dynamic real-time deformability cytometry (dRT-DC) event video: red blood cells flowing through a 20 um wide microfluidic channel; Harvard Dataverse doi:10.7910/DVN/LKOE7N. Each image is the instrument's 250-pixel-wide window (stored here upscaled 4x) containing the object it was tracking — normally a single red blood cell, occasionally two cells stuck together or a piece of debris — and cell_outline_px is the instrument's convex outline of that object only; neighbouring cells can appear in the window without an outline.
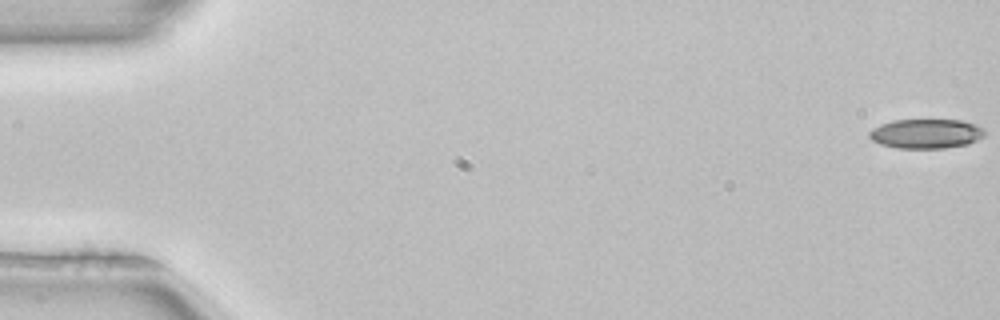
{"species": "common noctule bat (a hibernating species)", "species_latin": "Nyctalus noctula", "temperature_condition": "room temperature", "stored_images_in_passage": 52, "camera_frame_rate_fps": 3000, "um_per_image_px": 0.085, "animal": {"sex": "female", "body_mass_g": 22.7, "forearm_length_mm": 54.2}, "frame": {"image": 1, "passage_image": 1, "time_ms": 0.0, "image_size_px": [1000, 320], "cell_outline_px": [[984, 136], [968, 144], [944, 148], [896, 148], [880, 144], [872, 140], [868, 136], [868, 132], [872, 128], [880, 124], [892, 120], [960, 120], [976, 124], [984, 128]], "centroid_in_image_um": [78.69, 11.36], "position_along_channel_um": 6.3, "area_um2": 19.94}}
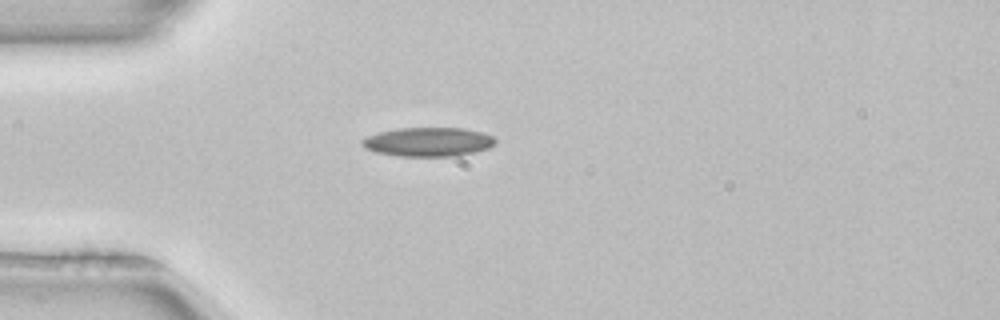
{"frame": {"image": 2, "passage_image": 15, "time_ms": 4.667, "image_size_px": [1000, 320], "cell_outline_px": [[496, 144], [488, 148], [456, 156], [400, 156], [376, 152], [360, 144], [360, 140], [368, 136], [380, 132], [396, 128], [464, 128], [484, 132], [492, 136], [496, 140]], "centroid_in_image_um": [36.42, 12.05], "position_along_channel_um": 48.6, "area_um2": 22.48}}
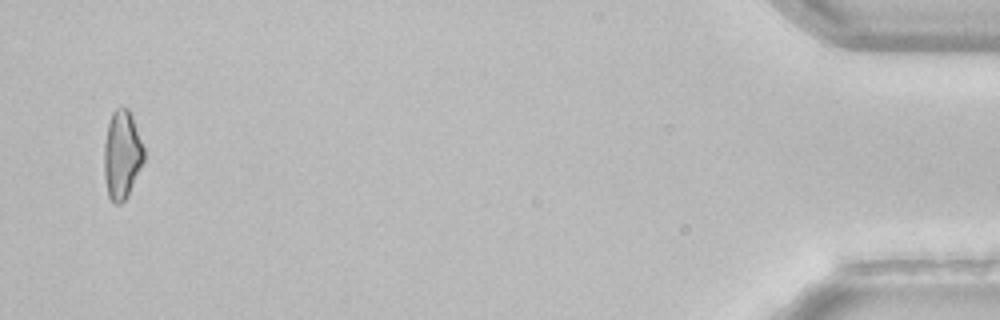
{"frame": {"image": 3, "passage_image": 51, "time_ms": 16.667, "image_size_px": [1000, 320], "cell_outline_px": [[144, 160], [128, 196], [120, 204], [116, 204], [108, 196], [104, 176], [104, 144], [108, 124], [112, 112], [116, 108], [128, 108], [132, 116], [144, 148]], "centroid_in_image_um": [10.36, 13.17], "position_along_channel_um": 424.8, "area_um2": 20.46}, "authors_computed_cell_mechanics": {"area_um2": 20.6924, "velocity_mm_per_s": 3.9872, "shape_relaxation_time_tau1_ms": 6.1174, "shape_relaxation_time_tau2_ms": null, "deformation_change_tau1": 0.1495, "deformation_change_tau2": null}}